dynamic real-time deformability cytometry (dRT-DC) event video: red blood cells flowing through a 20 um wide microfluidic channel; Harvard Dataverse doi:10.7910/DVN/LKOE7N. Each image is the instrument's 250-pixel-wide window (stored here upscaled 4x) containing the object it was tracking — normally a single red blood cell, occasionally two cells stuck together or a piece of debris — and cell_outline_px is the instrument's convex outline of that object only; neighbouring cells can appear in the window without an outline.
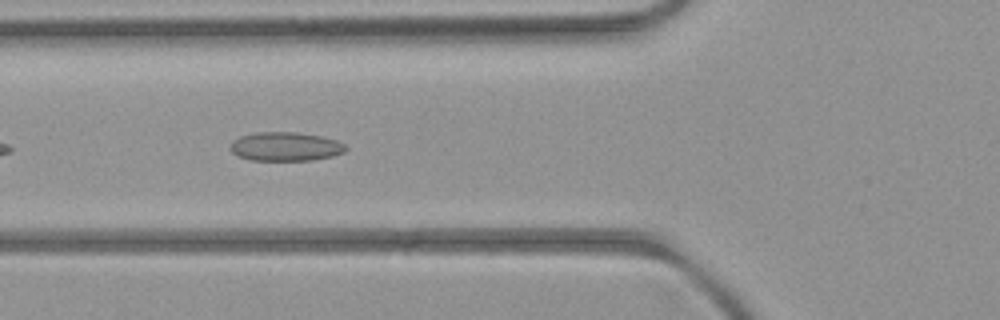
{"species": "common noctule bat (a hibernating species)", "species_latin": "Nyctalus noctula", "temperature_condition": "room temperature", "stored_images_in_passage": 9, "camera_frame_rate_fps": 3000, "um_per_image_px": 0.085, "animal": {"sex": "female", "body_mass_g": 21.9}, "frame": {"image": 1, "passage_image": 6, "time_ms": 5.667, "image_size_px": [1000, 320], "cell_outline_px": [[348, 148], [344, 152], [332, 156], [312, 160], [248, 160], [232, 152], [228, 148], [232, 140], [240, 136], [256, 132], [296, 132], [320, 136], [336, 140], [344, 144]], "centroid_in_image_um": [24.24, 12.45], "position_along_channel_um": 101.6, "area_um2": 19.48}}
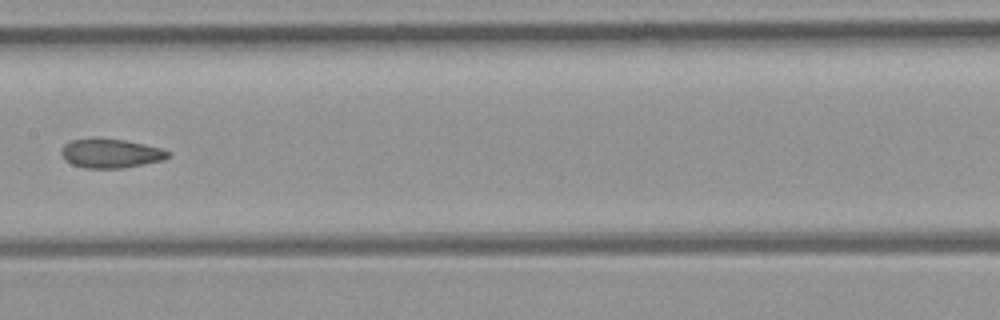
{"frame": {"image": 2, "passage_image": 8, "time_ms": 8.0, "image_size_px": [1000, 320], "cell_outline_px": [[172, 152], [164, 160], [120, 168], [84, 168], [72, 164], [64, 160], [60, 152], [60, 148], [68, 140], [92, 136], [124, 140], [144, 144], [160, 148]], "centroid_in_image_um": [9.33, 13.0], "position_along_channel_um": 198.1, "area_um2": 18.55}}
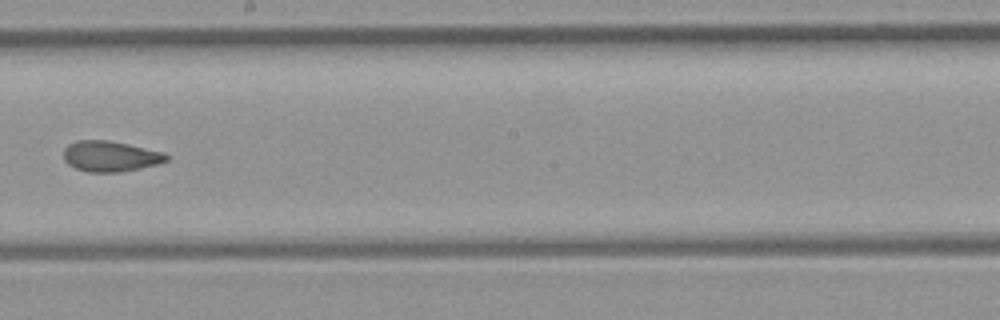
{"frame": {"image": 3, "passage_image": 9, "time_ms": 9.0, "image_size_px": [1000, 320], "cell_outline_px": [[168, 160], [156, 164], [140, 168], [120, 172], [88, 172], [76, 168], [68, 164], [64, 160], [64, 148], [68, 144], [76, 140], [108, 140], [128, 144], [164, 152], [168, 156]], "centroid_in_image_um": [9.36, 13.28], "position_along_channel_um": 238.8, "area_um2": 18.32}}